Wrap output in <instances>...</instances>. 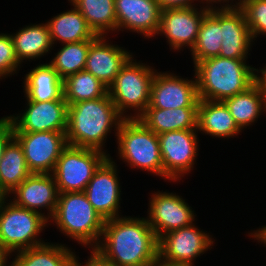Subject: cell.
<instances>
[{"label": "cell", "instance_id": "6da1fadb", "mask_svg": "<svg viewBox=\"0 0 266 266\" xmlns=\"http://www.w3.org/2000/svg\"><path fill=\"white\" fill-rule=\"evenodd\" d=\"M93 252L112 266H153L158 262V238L145 217L119 216L105 220Z\"/></svg>", "mask_w": 266, "mask_h": 266}, {"label": "cell", "instance_id": "7a4b0ae2", "mask_svg": "<svg viewBox=\"0 0 266 266\" xmlns=\"http://www.w3.org/2000/svg\"><path fill=\"white\" fill-rule=\"evenodd\" d=\"M125 118L118 112L109 94L93 100L68 104L66 138L70 146L105 151L112 128L115 136ZM109 133V134H108Z\"/></svg>", "mask_w": 266, "mask_h": 266}, {"label": "cell", "instance_id": "3957f363", "mask_svg": "<svg viewBox=\"0 0 266 266\" xmlns=\"http://www.w3.org/2000/svg\"><path fill=\"white\" fill-rule=\"evenodd\" d=\"M246 60L217 56L199 61L193 70L199 99L223 101L251 87L256 82V68Z\"/></svg>", "mask_w": 266, "mask_h": 266}, {"label": "cell", "instance_id": "277c9868", "mask_svg": "<svg viewBox=\"0 0 266 266\" xmlns=\"http://www.w3.org/2000/svg\"><path fill=\"white\" fill-rule=\"evenodd\" d=\"M49 222V225L54 223L63 235L93 251L100 243L105 220L84 192H65L59 193L55 212Z\"/></svg>", "mask_w": 266, "mask_h": 266}, {"label": "cell", "instance_id": "5b68a950", "mask_svg": "<svg viewBox=\"0 0 266 266\" xmlns=\"http://www.w3.org/2000/svg\"><path fill=\"white\" fill-rule=\"evenodd\" d=\"M132 55L121 67L108 94L118 112L125 118H138L149 105L153 77L157 71L151 65L140 63ZM135 113L129 115V111ZM128 112V114H127Z\"/></svg>", "mask_w": 266, "mask_h": 266}, {"label": "cell", "instance_id": "8992f818", "mask_svg": "<svg viewBox=\"0 0 266 266\" xmlns=\"http://www.w3.org/2000/svg\"><path fill=\"white\" fill-rule=\"evenodd\" d=\"M118 156L132 169L148 171L163 179L158 135L138 118L124 119L116 136Z\"/></svg>", "mask_w": 266, "mask_h": 266}, {"label": "cell", "instance_id": "52a82bcc", "mask_svg": "<svg viewBox=\"0 0 266 266\" xmlns=\"http://www.w3.org/2000/svg\"><path fill=\"white\" fill-rule=\"evenodd\" d=\"M48 222L45 215L19 207L8 197H0V247L12 256L17 251L45 244L39 234Z\"/></svg>", "mask_w": 266, "mask_h": 266}, {"label": "cell", "instance_id": "ba28073f", "mask_svg": "<svg viewBox=\"0 0 266 266\" xmlns=\"http://www.w3.org/2000/svg\"><path fill=\"white\" fill-rule=\"evenodd\" d=\"M110 154L68 145L51 173L59 193L84 192L94 172Z\"/></svg>", "mask_w": 266, "mask_h": 266}, {"label": "cell", "instance_id": "9c48e42d", "mask_svg": "<svg viewBox=\"0 0 266 266\" xmlns=\"http://www.w3.org/2000/svg\"><path fill=\"white\" fill-rule=\"evenodd\" d=\"M195 224L165 233L158 239V262L167 266H194L214 245L212 235Z\"/></svg>", "mask_w": 266, "mask_h": 266}, {"label": "cell", "instance_id": "30bf717a", "mask_svg": "<svg viewBox=\"0 0 266 266\" xmlns=\"http://www.w3.org/2000/svg\"><path fill=\"white\" fill-rule=\"evenodd\" d=\"M197 129L165 132L158 135L163 163V178L177 182L193 170L198 156Z\"/></svg>", "mask_w": 266, "mask_h": 266}, {"label": "cell", "instance_id": "8fae6325", "mask_svg": "<svg viewBox=\"0 0 266 266\" xmlns=\"http://www.w3.org/2000/svg\"><path fill=\"white\" fill-rule=\"evenodd\" d=\"M66 131L14 132L31 173L51 174L68 146Z\"/></svg>", "mask_w": 266, "mask_h": 266}, {"label": "cell", "instance_id": "7c38bea8", "mask_svg": "<svg viewBox=\"0 0 266 266\" xmlns=\"http://www.w3.org/2000/svg\"><path fill=\"white\" fill-rule=\"evenodd\" d=\"M117 167L115 160L108 156L96 169L84 190L88 201L104 220L122 216L119 214L122 191Z\"/></svg>", "mask_w": 266, "mask_h": 266}, {"label": "cell", "instance_id": "4fadbf2b", "mask_svg": "<svg viewBox=\"0 0 266 266\" xmlns=\"http://www.w3.org/2000/svg\"><path fill=\"white\" fill-rule=\"evenodd\" d=\"M150 196L146 219L158 239L167 232L194 223L196 214L182 196L163 190L152 192Z\"/></svg>", "mask_w": 266, "mask_h": 266}, {"label": "cell", "instance_id": "5bb4252c", "mask_svg": "<svg viewBox=\"0 0 266 266\" xmlns=\"http://www.w3.org/2000/svg\"><path fill=\"white\" fill-rule=\"evenodd\" d=\"M209 10L210 7L206 6L161 10L160 25L156 35L165 36L166 42L174 52L181 51L185 47L191 50L196 42L201 22Z\"/></svg>", "mask_w": 266, "mask_h": 266}, {"label": "cell", "instance_id": "9a60e30c", "mask_svg": "<svg viewBox=\"0 0 266 266\" xmlns=\"http://www.w3.org/2000/svg\"><path fill=\"white\" fill-rule=\"evenodd\" d=\"M168 72L156 71L151 83L147 108L198 107L199 96L195 74L190 80Z\"/></svg>", "mask_w": 266, "mask_h": 266}, {"label": "cell", "instance_id": "2e32d148", "mask_svg": "<svg viewBox=\"0 0 266 266\" xmlns=\"http://www.w3.org/2000/svg\"><path fill=\"white\" fill-rule=\"evenodd\" d=\"M23 113L7 116L14 132L66 131L68 103L66 100H27Z\"/></svg>", "mask_w": 266, "mask_h": 266}, {"label": "cell", "instance_id": "e0dca14e", "mask_svg": "<svg viewBox=\"0 0 266 266\" xmlns=\"http://www.w3.org/2000/svg\"><path fill=\"white\" fill-rule=\"evenodd\" d=\"M114 5L117 32L129 30L146 39L156 37L161 17L157 0H114Z\"/></svg>", "mask_w": 266, "mask_h": 266}, {"label": "cell", "instance_id": "ac0fdd59", "mask_svg": "<svg viewBox=\"0 0 266 266\" xmlns=\"http://www.w3.org/2000/svg\"><path fill=\"white\" fill-rule=\"evenodd\" d=\"M9 195L14 196L11 201L19 207L43 215L45 211L42 213L41 209H47L45 217L49 220L55 212L59 192L52 174L31 173Z\"/></svg>", "mask_w": 266, "mask_h": 266}, {"label": "cell", "instance_id": "d6986e66", "mask_svg": "<svg viewBox=\"0 0 266 266\" xmlns=\"http://www.w3.org/2000/svg\"><path fill=\"white\" fill-rule=\"evenodd\" d=\"M106 38L98 35L90 43L84 70L109 87L133 53L112 42L108 43Z\"/></svg>", "mask_w": 266, "mask_h": 266}, {"label": "cell", "instance_id": "ffe728a7", "mask_svg": "<svg viewBox=\"0 0 266 266\" xmlns=\"http://www.w3.org/2000/svg\"><path fill=\"white\" fill-rule=\"evenodd\" d=\"M221 34L220 57L248 59L254 41L245 15L239 7L221 6Z\"/></svg>", "mask_w": 266, "mask_h": 266}, {"label": "cell", "instance_id": "44dd1931", "mask_svg": "<svg viewBox=\"0 0 266 266\" xmlns=\"http://www.w3.org/2000/svg\"><path fill=\"white\" fill-rule=\"evenodd\" d=\"M197 131L221 139L234 138L242 132L223 101L202 99L197 108Z\"/></svg>", "mask_w": 266, "mask_h": 266}, {"label": "cell", "instance_id": "7402d4cb", "mask_svg": "<svg viewBox=\"0 0 266 266\" xmlns=\"http://www.w3.org/2000/svg\"><path fill=\"white\" fill-rule=\"evenodd\" d=\"M24 97L30 101L65 100L63 80L49 63L35 66L24 76Z\"/></svg>", "mask_w": 266, "mask_h": 266}, {"label": "cell", "instance_id": "603a6c76", "mask_svg": "<svg viewBox=\"0 0 266 266\" xmlns=\"http://www.w3.org/2000/svg\"><path fill=\"white\" fill-rule=\"evenodd\" d=\"M197 108H146L138 119L157 135L170 131L197 129Z\"/></svg>", "mask_w": 266, "mask_h": 266}, {"label": "cell", "instance_id": "cb8c5ba5", "mask_svg": "<svg viewBox=\"0 0 266 266\" xmlns=\"http://www.w3.org/2000/svg\"><path fill=\"white\" fill-rule=\"evenodd\" d=\"M65 244H45L15 252L11 266H75L77 255Z\"/></svg>", "mask_w": 266, "mask_h": 266}, {"label": "cell", "instance_id": "d4e9b609", "mask_svg": "<svg viewBox=\"0 0 266 266\" xmlns=\"http://www.w3.org/2000/svg\"><path fill=\"white\" fill-rule=\"evenodd\" d=\"M14 43L15 55L20 64L25 61H35L49 54L54 48L47 23L30 24L10 34Z\"/></svg>", "mask_w": 266, "mask_h": 266}, {"label": "cell", "instance_id": "484cf974", "mask_svg": "<svg viewBox=\"0 0 266 266\" xmlns=\"http://www.w3.org/2000/svg\"><path fill=\"white\" fill-rule=\"evenodd\" d=\"M71 6V10L63 11L46 22L53 46L57 42L65 44L94 40L98 36L89 27L80 11L74 5Z\"/></svg>", "mask_w": 266, "mask_h": 266}, {"label": "cell", "instance_id": "4316f807", "mask_svg": "<svg viewBox=\"0 0 266 266\" xmlns=\"http://www.w3.org/2000/svg\"><path fill=\"white\" fill-rule=\"evenodd\" d=\"M235 123L243 131L266 111V92L255 82L246 91L223 100Z\"/></svg>", "mask_w": 266, "mask_h": 266}, {"label": "cell", "instance_id": "83f0119b", "mask_svg": "<svg viewBox=\"0 0 266 266\" xmlns=\"http://www.w3.org/2000/svg\"><path fill=\"white\" fill-rule=\"evenodd\" d=\"M222 38L221 6H211L201 22L196 42L190 50L193 65L207 58L219 56Z\"/></svg>", "mask_w": 266, "mask_h": 266}, {"label": "cell", "instance_id": "f1b7e54d", "mask_svg": "<svg viewBox=\"0 0 266 266\" xmlns=\"http://www.w3.org/2000/svg\"><path fill=\"white\" fill-rule=\"evenodd\" d=\"M31 174L27 167L23 149L13 138L6 146L0 160V197L11 193Z\"/></svg>", "mask_w": 266, "mask_h": 266}, {"label": "cell", "instance_id": "f546056e", "mask_svg": "<svg viewBox=\"0 0 266 266\" xmlns=\"http://www.w3.org/2000/svg\"><path fill=\"white\" fill-rule=\"evenodd\" d=\"M85 18L96 35L117 32L114 0H68ZM112 31V32H111Z\"/></svg>", "mask_w": 266, "mask_h": 266}, {"label": "cell", "instance_id": "4dcf8cb0", "mask_svg": "<svg viewBox=\"0 0 266 266\" xmlns=\"http://www.w3.org/2000/svg\"><path fill=\"white\" fill-rule=\"evenodd\" d=\"M64 99L68 104L105 97L108 87L91 73L83 70L63 80Z\"/></svg>", "mask_w": 266, "mask_h": 266}, {"label": "cell", "instance_id": "1f68e13d", "mask_svg": "<svg viewBox=\"0 0 266 266\" xmlns=\"http://www.w3.org/2000/svg\"><path fill=\"white\" fill-rule=\"evenodd\" d=\"M92 41L84 40L61 44L62 47L49 64L59 74L62 80L85 69L87 54Z\"/></svg>", "mask_w": 266, "mask_h": 266}, {"label": "cell", "instance_id": "d6a6232c", "mask_svg": "<svg viewBox=\"0 0 266 266\" xmlns=\"http://www.w3.org/2000/svg\"><path fill=\"white\" fill-rule=\"evenodd\" d=\"M238 7L245 15L252 39L266 35V0H244Z\"/></svg>", "mask_w": 266, "mask_h": 266}, {"label": "cell", "instance_id": "836d02e7", "mask_svg": "<svg viewBox=\"0 0 266 266\" xmlns=\"http://www.w3.org/2000/svg\"><path fill=\"white\" fill-rule=\"evenodd\" d=\"M19 63L15 51L12 37L8 33H0V79L14 75L19 71Z\"/></svg>", "mask_w": 266, "mask_h": 266}, {"label": "cell", "instance_id": "e575fe53", "mask_svg": "<svg viewBox=\"0 0 266 266\" xmlns=\"http://www.w3.org/2000/svg\"><path fill=\"white\" fill-rule=\"evenodd\" d=\"M14 138L13 125L10 119L1 117L0 119V160L7 144Z\"/></svg>", "mask_w": 266, "mask_h": 266}, {"label": "cell", "instance_id": "d590c367", "mask_svg": "<svg viewBox=\"0 0 266 266\" xmlns=\"http://www.w3.org/2000/svg\"><path fill=\"white\" fill-rule=\"evenodd\" d=\"M194 1H200L199 7H201V4L203 7H205V4L206 7H211V0H157L161 10L169 8H189L195 6L197 7L198 4L195 5L196 3H194Z\"/></svg>", "mask_w": 266, "mask_h": 266}, {"label": "cell", "instance_id": "8d00e7d4", "mask_svg": "<svg viewBox=\"0 0 266 266\" xmlns=\"http://www.w3.org/2000/svg\"><path fill=\"white\" fill-rule=\"evenodd\" d=\"M90 256H88V260L81 263L79 262V257H77L75 266H112L106 262H104L96 253L90 251ZM84 264V265H83Z\"/></svg>", "mask_w": 266, "mask_h": 266}, {"label": "cell", "instance_id": "74e56055", "mask_svg": "<svg viewBox=\"0 0 266 266\" xmlns=\"http://www.w3.org/2000/svg\"><path fill=\"white\" fill-rule=\"evenodd\" d=\"M250 238L257 240V242L264 244V247L266 245V226H261L257 230H251L249 233Z\"/></svg>", "mask_w": 266, "mask_h": 266}, {"label": "cell", "instance_id": "f35d334b", "mask_svg": "<svg viewBox=\"0 0 266 266\" xmlns=\"http://www.w3.org/2000/svg\"><path fill=\"white\" fill-rule=\"evenodd\" d=\"M259 68L255 69L256 83L266 92V66Z\"/></svg>", "mask_w": 266, "mask_h": 266}, {"label": "cell", "instance_id": "ab89813d", "mask_svg": "<svg viewBox=\"0 0 266 266\" xmlns=\"http://www.w3.org/2000/svg\"><path fill=\"white\" fill-rule=\"evenodd\" d=\"M234 1H236V0H211V6H214V4H215V6H216V4H218V6H219V4H220V6H239L244 0H237L235 3H234ZM239 1V2H238ZM229 2H230V4H229ZM221 3H222V5H221Z\"/></svg>", "mask_w": 266, "mask_h": 266}, {"label": "cell", "instance_id": "60d3db41", "mask_svg": "<svg viewBox=\"0 0 266 266\" xmlns=\"http://www.w3.org/2000/svg\"><path fill=\"white\" fill-rule=\"evenodd\" d=\"M11 254L4 248L0 247V266H11L9 260ZM8 262V265H7Z\"/></svg>", "mask_w": 266, "mask_h": 266}, {"label": "cell", "instance_id": "b9f144b4", "mask_svg": "<svg viewBox=\"0 0 266 266\" xmlns=\"http://www.w3.org/2000/svg\"><path fill=\"white\" fill-rule=\"evenodd\" d=\"M153 266H167V265H164V264H161L160 262H157V263L154 264Z\"/></svg>", "mask_w": 266, "mask_h": 266}]
</instances>
